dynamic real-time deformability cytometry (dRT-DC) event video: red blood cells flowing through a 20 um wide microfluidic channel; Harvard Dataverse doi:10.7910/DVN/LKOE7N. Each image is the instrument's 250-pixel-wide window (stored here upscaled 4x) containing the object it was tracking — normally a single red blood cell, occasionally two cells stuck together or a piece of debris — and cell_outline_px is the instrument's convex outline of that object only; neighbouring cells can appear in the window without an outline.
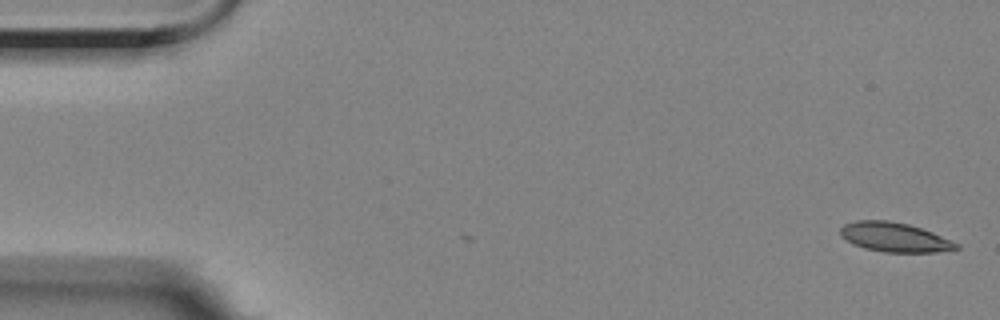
{"species": "Egyptian fruit bat (a non-hibernating species)", "species_latin": "Rousettus aegyptiacus", "temperature_condition": "room temperature", "stored_images_in_passage": 2, "camera_frame_rate_fps": 3000, "um_per_image_px": 0.085, "animal": {"sex": "female"}, "frame": {"image": 1, "passage_image": 2, "time_ms": 0.333, "image_size_px": [1000, 320], "cell_outline_px": [[960, 248], [936, 252], [884, 252], [864, 248], [852, 244], [840, 236], [840, 228], [844, 224], [856, 220], [888, 220], [908, 224], [932, 232], [960, 244]], "centroid_in_image_um": [76.01, 20.16], "position_along_channel_um": 9.0, "area_um2": 19.88}}